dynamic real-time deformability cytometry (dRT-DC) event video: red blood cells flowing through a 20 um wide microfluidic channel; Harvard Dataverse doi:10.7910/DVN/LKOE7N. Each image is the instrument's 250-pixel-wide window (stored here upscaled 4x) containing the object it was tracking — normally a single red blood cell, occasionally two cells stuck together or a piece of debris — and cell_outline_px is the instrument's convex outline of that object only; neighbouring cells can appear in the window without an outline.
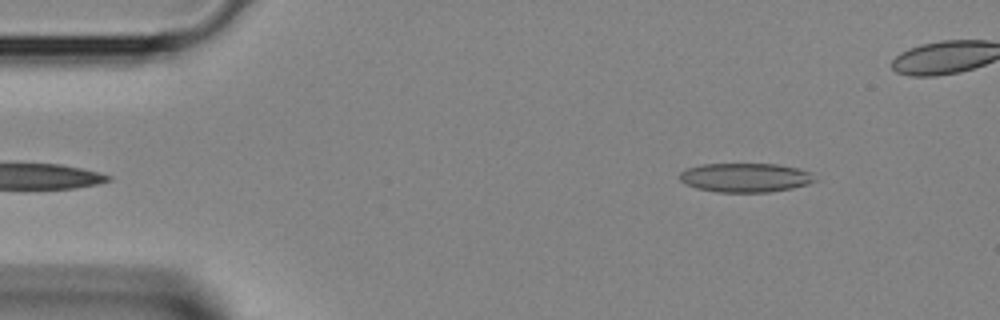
{"species": "Egyptian fruit bat (a non-hibernating species)", "species_latin": "Rousettus aegyptiacus", "temperature_condition": "room temperature", "stored_images_in_passage": 37, "camera_frame_rate_fps": 3000, "um_per_image_px": 0.085, "animal": {"sex": "female"}, "frame": {"image": 1, "passage_image": 1, "time_ms": 0.0, "image_size_px": [1000, 320], "cell_outline_px": [[820, 180], [808, 184], [792, 188], [768, 192], [716, 192], [696, 188], [684, 184], [680, 180], [680, 172], [688, 168], [700, 164], [780, 164], [812, 172]], "centroid_in_image_um": [63.39, 15.09], "position_along_channel_um": 21.6, "area_um2": 23.18}}
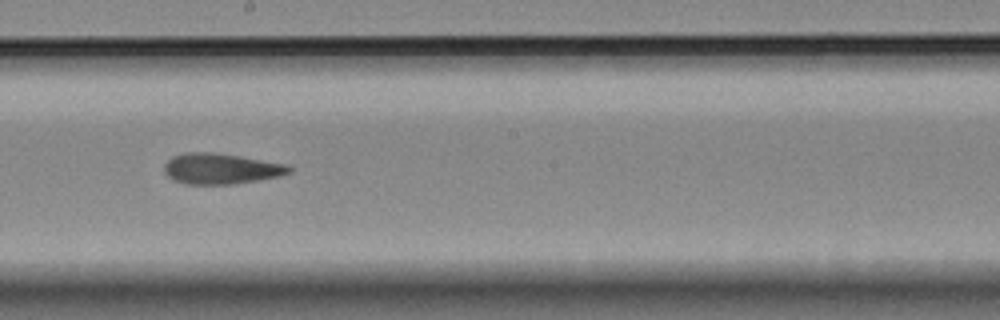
{"frame": {"image": 2, "passage_image": 18, "time_ms": 5.667, "image_size_px": [1000, 320], "cell_outline_px": [[292, 172], [280, 176], [232, 184], [184, 184], [172, 180], [164, 172], [164, 164], [172, 156], [184, 152], [216, 152], [288, 164], [292, 168]], "centroid_in_image_um": [18.76, 14.33], "position_along_channel_um": 229.4, "area_um2": 22.54}}
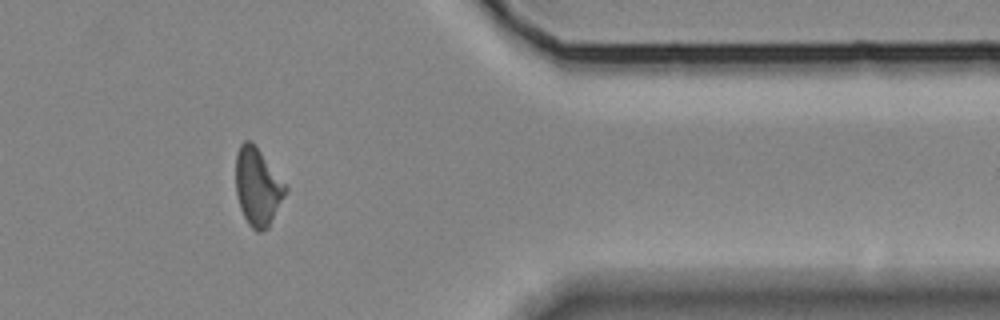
{"frame": {"image": 3, "passage_image": 29, "time_ms": 9.333, "image_size_px": [1000, 320], "cell_outline_px": [[288, 188], [268, 228], [264, 232], [256, 232], [248, 224], [240, 208], [236, 192], [236, 152], [240, 144], [244, 140], [252, 140], [288, 184]], "centroid_in_image_um": [21.91, 15.84], "position_along_channel_um": 389.5, "area_um2": 22.95}}